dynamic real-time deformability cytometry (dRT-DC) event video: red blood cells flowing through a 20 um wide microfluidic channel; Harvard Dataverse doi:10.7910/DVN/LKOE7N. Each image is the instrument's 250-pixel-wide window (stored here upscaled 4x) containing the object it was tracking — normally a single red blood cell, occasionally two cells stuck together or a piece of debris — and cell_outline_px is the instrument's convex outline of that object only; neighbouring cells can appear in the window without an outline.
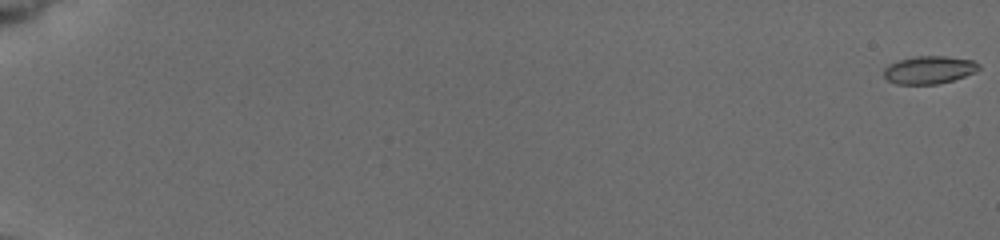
{"species": "common noctule bat (a hibernating species)", "species_latin": "Nyctalus noctula", "temperature_condition": "cold", "stored_images_in_passage": 35, "camera_frame_rate_fps": 3000, "um_per_image_px": 0.085, "animal": {"sex": "female", "body_mass_g": 19.5, "forearm_length_mm": 54.1}, "frame": {"image": 1, "passage_image": 1, "time_ms": 0.0, "image_size_px": [1000, 240], "cell_outline_px": [[980, 68], [976, 72], [952, 80], [936, 84], [896, 84], [888, 80], [884, 76], [884, 68], [888, 64], [900, 60], [916, 56], [944, 56], [972, 60], [980, 64]], "centroid_in_image_um": [78.97, 5.94], "position_along_channel_um": 6.0, "area_um2": 15.32}}
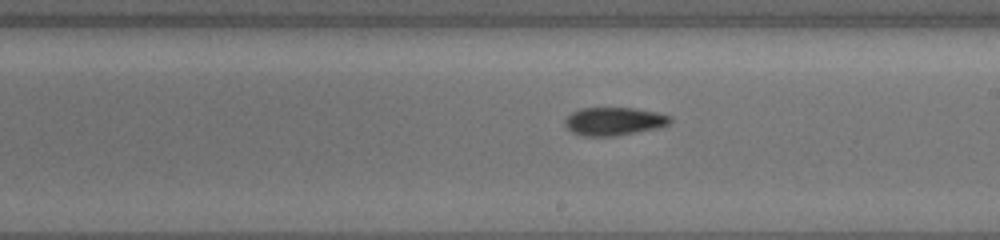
{"frame": {"image": 2, "passage_image": 17, "time_ms": 11.667, "image_size_px": [1000, 240], "cell_outline_px": [[672, 120], [668, 124], [660, 128], [616, 136], [580, 136], [572, 132], [564, 124], [564, 120], [572, 112], [580, 108], [636, 108], [656, 112], [672, 116]], "centroid_in_image_um": [52.2, 10.32], "position_along_channel_um": 236.8, "area_um2": 17.46}}
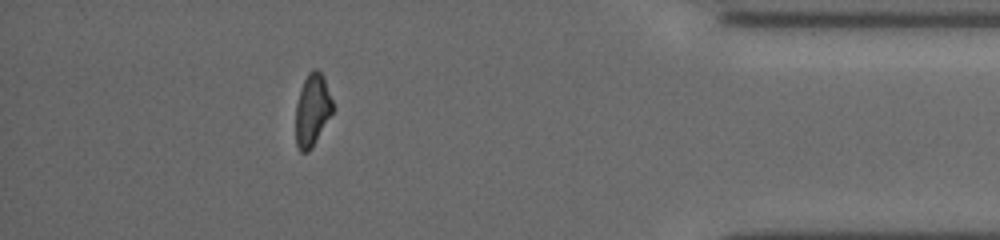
{"frame": {"image": 3, "passage_image": 31, "time_ms": 17.0, "image_size_px": [1000, 240], "cell_outline_px": [[332, 112], [312, 148], [308, 152], [300, 152], [296, 144], [296, 104], [300, 88], [308, 72], [312, 68], [316, 68], [324, 76], [332, 100]], "centroid_in_image_um": [26.53, 9.33], "position_along_channel_um": 408.7, "area_um2": 15.55}, "authors_computed_cell_mechanics": {"area_um2": 16.1262, "velocity_mm_per_s": 3.849, "shape_relaxation_time_tau1_ms": 3.3047, "shape_relaxation_time_tau2_ms": 4.3366, "deformation_change_tau1": 0.0861, "deformation_change_tau2": 0.0985}}